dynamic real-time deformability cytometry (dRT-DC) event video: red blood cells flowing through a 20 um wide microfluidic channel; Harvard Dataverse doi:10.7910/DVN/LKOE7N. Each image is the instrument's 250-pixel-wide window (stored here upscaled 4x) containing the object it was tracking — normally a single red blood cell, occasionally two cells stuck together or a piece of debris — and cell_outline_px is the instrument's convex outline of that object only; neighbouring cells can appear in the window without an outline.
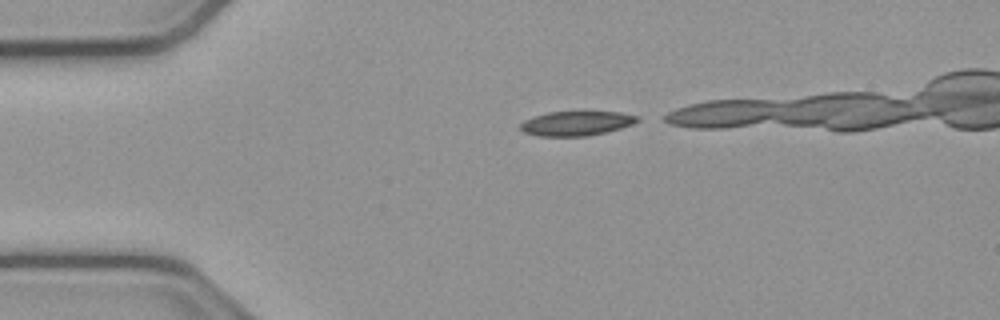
{"species": "common noctule bat (a hibernating species)", "species_latin": "Nyctalus noctula", "temperature_condition": "cold", "stored_images_in_passage": 15, "camera_frame_rate_fps": 3000, "um_per_image_px": 0.085, "animal": {"sex": "male", "body_mass_g": 23.1, "forearm_length_mm": 52.7}, "frame": {"image": 1, "passage_image": 1, "time_ms": 0.0, "image_size_px": [1000, 320], "cell_outline_px": [[640, 120], [632, 124], [620, 128], [588, 136], [540, 136], [524, 132], [520, 128], [520, 124], [524, 120], [548, 112], [620, 112], [640, 116]], "centroid_in_image_um": [49.01, 10.48], "position_along_channel_um": 36.0, "area_um2": 16.53}}
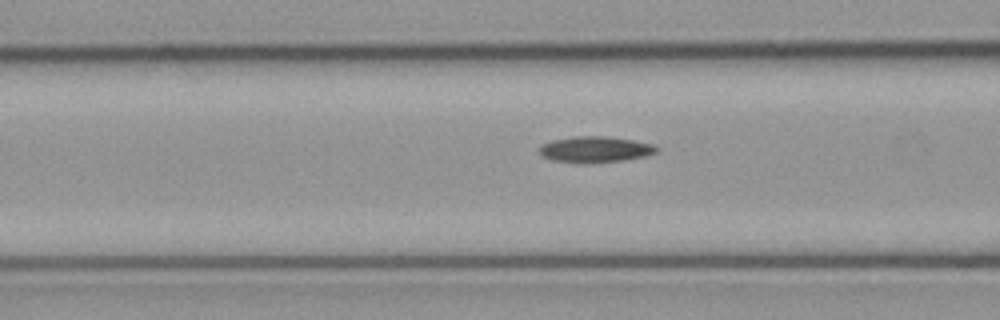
{"frame": {"image": 2, "passage_image": 10, "time_ms": 3.0, "image_size_px": [1000, 320], "cell_outline_px": [[660, 148], [656, 152], [644, 156], [624, 160], [592, 164], [552, 160], [544, 156], [536, 148], [552, 140], [572, 136], [604, 136], [632, 140], [652, 144]], "centroid_in_image_um": [50.58, 12.7], "position_along_channel_um": 116.0, "area_um2": 17.8}}
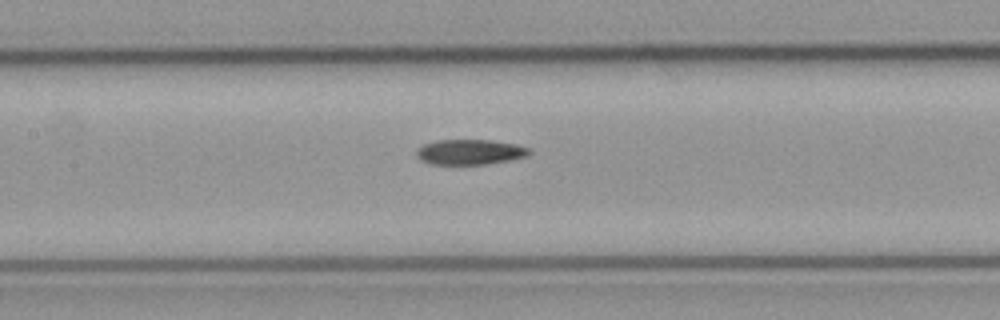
{"frame": {"image": 3, "passage_image": 14, "time_ms": 4.333, "image_size_px": [1000, 320], "cell_outline_px": [[532, 152], [528, 156], [508, 160], [484, 164], [432, 164], [420, 160], [416, 156], [416, 152], [424, 144], [436, 140], [492, 140], [516, 144], [528, 148]], "centroid_in_image_um": [39.95, 12.91], "position_along_channel_um": 167.5, "area_um2": 16.47}}